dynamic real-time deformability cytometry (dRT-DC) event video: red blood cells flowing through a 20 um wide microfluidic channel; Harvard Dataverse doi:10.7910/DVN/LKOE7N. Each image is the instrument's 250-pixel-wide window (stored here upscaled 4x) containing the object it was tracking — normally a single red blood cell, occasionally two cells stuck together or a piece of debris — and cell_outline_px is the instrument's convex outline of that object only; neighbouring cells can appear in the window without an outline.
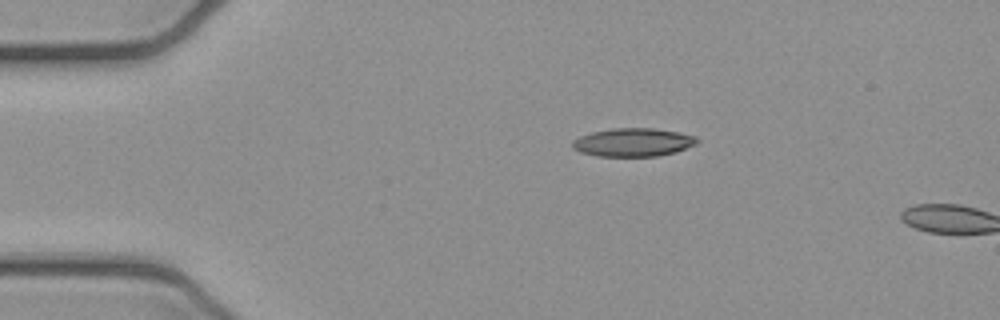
{"species": "common noctule bat (a hibernating species)", "species_latin": "Nyctalus noctula", "temperature_condition": "cold", "stored_images_in_passage": 2, "camera_frame_rate_fps": 3000, "um_per_image_px": 0.085, "animal": {"sex": "female", "body_mass_g": 21.9}, "frame": {"image": 1, "passage_image": 1, "time_ms": 0.0, "image_size_px": [1000, 320], "cell_outline_px": [[700, 140], [696, 144], [676, 152], [656, 156], [596, 156], [580, 152], [572, 148], [572, 140], [580, 136], [592, 132], [612, 128], [652, 128], [680, 132], [696, 136]], "centroid_in_image_um": [53.82, 12.09], "position_along_channel_um": 31.2, "area_um2": 20.69}}